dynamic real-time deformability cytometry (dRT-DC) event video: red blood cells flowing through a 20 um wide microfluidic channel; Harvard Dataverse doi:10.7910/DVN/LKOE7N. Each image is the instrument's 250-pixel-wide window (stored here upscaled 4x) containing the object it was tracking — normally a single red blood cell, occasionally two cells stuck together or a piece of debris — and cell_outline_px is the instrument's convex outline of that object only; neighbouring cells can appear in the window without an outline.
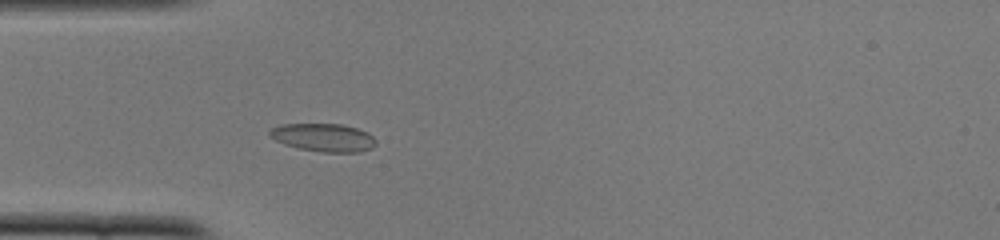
{"species": "common noctule bat (a hibernating species)", "species_latin": "Nyctalus noctula", "temperature_condition": "cold", "stored_images_in_passage": 38, "camera_frame_rate_fps": 3000, "um_per_image_px": 0.085, "animal": {"sex": "female", "body_mass_g": 22.0, "forearm_length_mm": 56.7}, "frame": {"image": 1, "passage_image": 2, "time_ms": 0.333, "image_size_px": [1000, 240], "cell_outline_px": [[376, 144], [372, 148], [360, 152], [324, 152], [300, 148], [284, 144], [268, 136], [268, 132], [272, 128], [280, 124], [340, 124], [356, 128], [368, 132], [376, 140]], "centroid_in_image_um": [27.5, 11.68], "position_along_channel_um": 57.5, "area_um2": 17.34}}
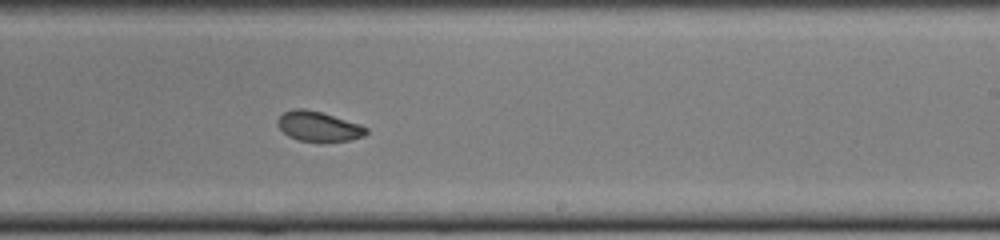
{"frame": {"image": 2, "passage_image": 18, "time_ms": 5.667, "image_size_px": [1000, 240], "cell_outline_px": [[368, 132], [364, 136], [348, 140], [296, 140], [288, 136], [276, 124], [276, 120], [284, 112], [292, 108], [304, 108], [320, 112], [360, 124], [368, 128]], "centroid_in_image_um": [27.04, 10.72], "position_along_channel_um": 262.0, "area_um2": 15.14}}
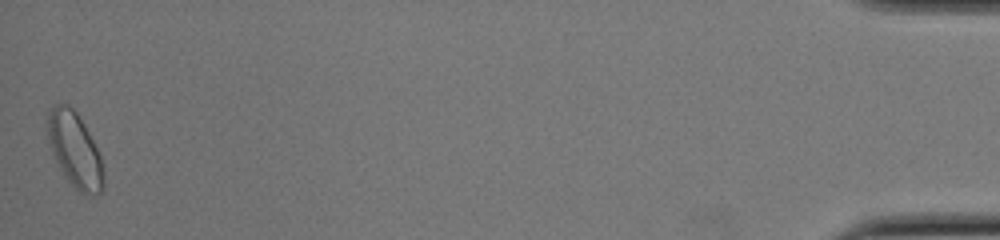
{"frame": {"image": 3, "passage_image": 38, "time_ms": 12.333, "image_size_px": [1000, 240], "cell_outline_px": [[104, 188], [100, 192], [92, 196], [88, 196], [80, 192], [64, 176], [48, 144], [48, 112], [56, 104], [68, 104], [76, 112], [84, 124], [100, 156], [104, 172]], "centroid_in_image_um": [6.37, 12.77], "position_along_channel_um": 428.8, "area_um2": 24.1}, "authors_computed_cell_mechanics": {"area_um2": 16.0684, "velocity_mm_per_s": 3.8959, "shape_relaxation_time_tau1_ms": null, "shape_relaxation_time_tau2_ms": 2.1755, "deformation_change_tau1": null, "deformation_change_tau2": 0.0566}}